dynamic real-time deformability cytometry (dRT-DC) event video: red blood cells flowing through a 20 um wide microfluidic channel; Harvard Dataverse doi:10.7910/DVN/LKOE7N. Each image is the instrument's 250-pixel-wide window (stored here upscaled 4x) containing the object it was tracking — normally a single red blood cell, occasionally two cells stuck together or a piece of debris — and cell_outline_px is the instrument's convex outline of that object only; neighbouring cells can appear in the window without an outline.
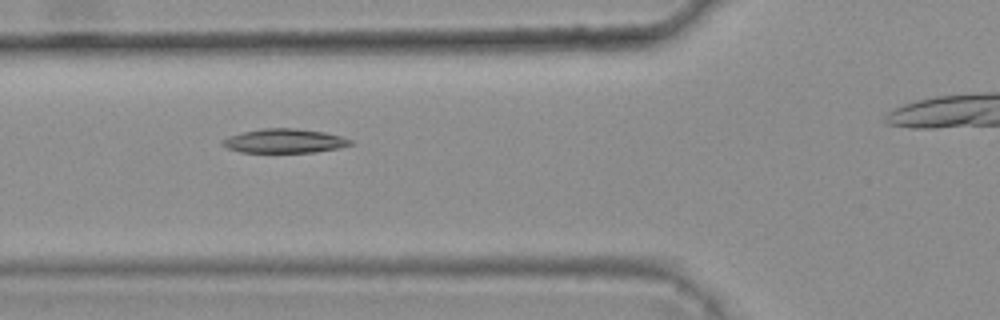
{"species": "common noctule bat (a hibernating species)", "species_latin": "Nyctalus noctula", "temperature_condition": "warm", "stored_images_in_passage": 7, "camera_frame_rate_fps": 3000, "um_per_image_px": 0.085, "animal": {"sex": "female", "body_mass_g": 25.1}, "frame": {"image": 1, "passage_image": 2, "time_ms": 0.333, "image_size_px": [1000, 320], "cell_outline_px": [[356, 144], [340, 148], [312, 152], [240, 152], [228, 148], [220, 144], [220, 140], [228, 136], [260, 128], [296, 128], [324, 132], [340, 136], [352, 140]], "centroid_in_image_um": [24.18, 11.97], "position_along_channel_um": 101.6, "area_um2": 18.09}}
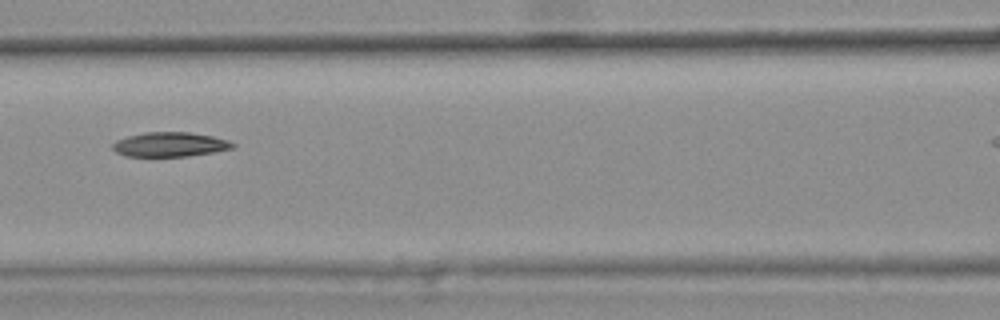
{"frame": {"image": 2, "passage_image": 3, "time_ms": 0.667, "image_size_px": [1000, 320], "cell_outline_px": [[236, 144], [232, 148], [212, 152], [188, 156], [124, 156], [116, 152], [112, 148], [112, 144], [116, 140], [128, 136], [148, 132], [188, 132], [212, 136], [228, 140]], "centroid_in_image_um": [14.42, 12.28], "position_along_channel_um": 152.2, "area_um2": 16.99}}
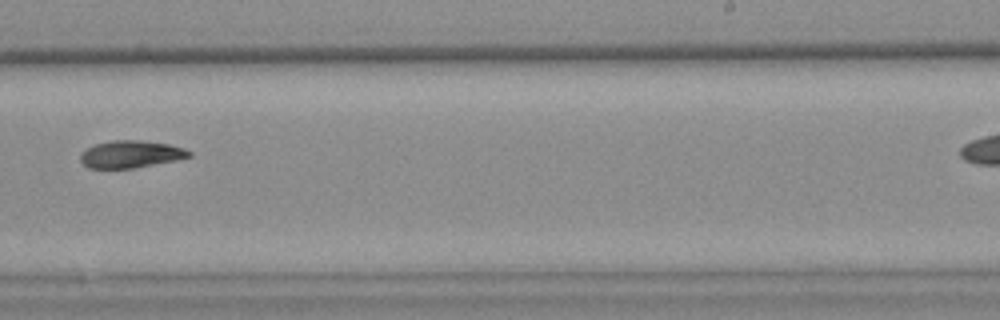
{"frame": {"image": 3, "passage_image": 6, "time_ms": 1.667, "image_size_px": [1000, 320], "cell_outline_px": [[192, 156], [176, 160], [132, 168], [88, 168], [80, 160], [80, 156], [88, 148], [96, 144], [112, 140], [140, 140], [168, 144], [184, 148], [192, 152]], "centroid_in_image_um": [11.14, 13.1], "position_along_channel_um": 277.9, "area_um2": 17.05}}